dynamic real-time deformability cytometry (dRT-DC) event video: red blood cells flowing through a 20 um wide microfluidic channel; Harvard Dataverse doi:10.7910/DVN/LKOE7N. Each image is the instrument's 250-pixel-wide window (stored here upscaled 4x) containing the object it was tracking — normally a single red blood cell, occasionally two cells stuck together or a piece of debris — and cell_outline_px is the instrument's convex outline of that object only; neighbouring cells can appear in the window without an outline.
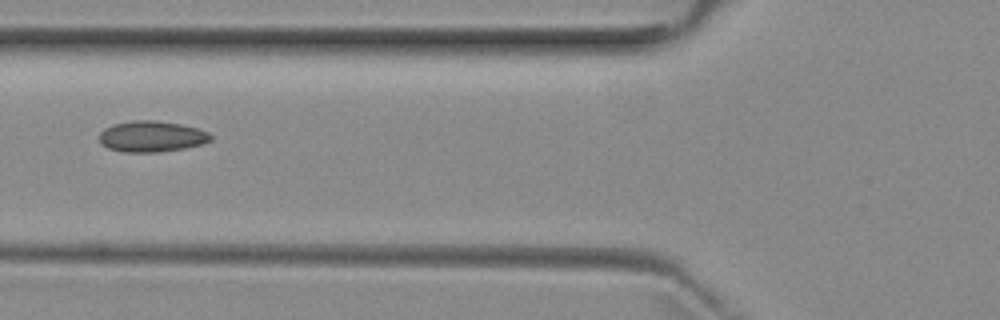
{"species": "common noctule bat (a hibernating species)", "species_latin": "Nyctalus noctula", "temperature_condition": "room temperature", "stored_images_in_passage": 4, "camera_frame_rate_fps": 3000, "um_per_image_px": 0.085, "animal": {"sex": "female", "body_mass_g": 29.2, "forearm_length_mm": 56.3}, "frame": {"image": 1, "passage_image": 2, "time_ms": 1.333, "image_size_px": [1000, 320], "cell_outline_px": [[212, 140], [204, 144], [184, 148], [156, 152], [124, 152], [108, 148], [100, 144], [100, 132], [104, 128], [112, 124], [132, 120], [156, 120], [180, 124], [200, 128], [208, 132], [212, 136]], "centroid_in_image_um": [12.9, 11.59], "position_along_channel_um": 112.9, "area_um2": 20.35}}
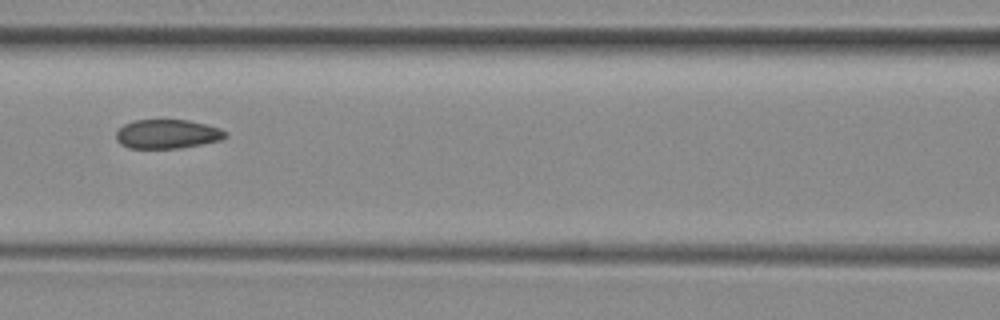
{"frame": {"image": 2, "passage_image": 3, "time_ms": 2.333, "image_size_px": [1000, 320], "cell_outline_px": [[228, 136], [220, 140], [204, 144], [180, 148], [128, 148], [120, 144], [116, 140], [116, 132], [124, 124], [132, 120], [188, 120], [220, 128], [228, 132]], "centroid_in_image_um": [14.22, 11.4], "position_along_channel_um": 152.4, "area_um2": 18.67}}
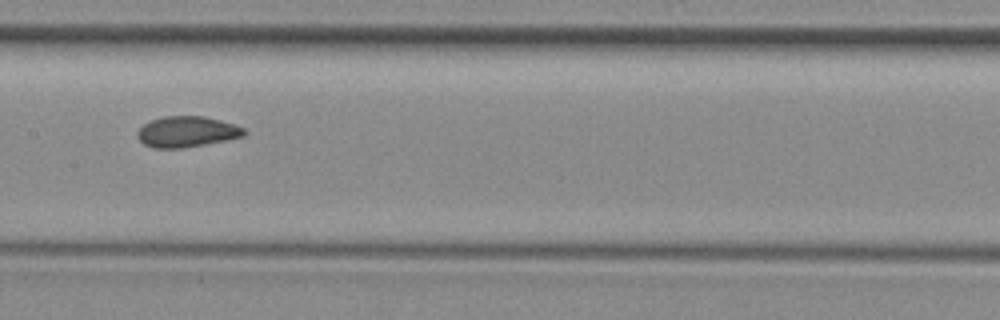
{"frame": {"image": 3, "passage_image": 4, "time_ms": 3.333, "image_size_px": [1000, 320], "cell_outline_px": [[248, 132], [244, 136], [204, 144], [180, 148], [152, 148], [144, 144], [136, 136], [136, 132], [148, 120], [164, 116], [204, 116], [236, 124], [244, 128]], "centroid_in_image_um": [15.87, 11.18], "position_along_channel_um": 191.5, "area_um2": 19.25}}